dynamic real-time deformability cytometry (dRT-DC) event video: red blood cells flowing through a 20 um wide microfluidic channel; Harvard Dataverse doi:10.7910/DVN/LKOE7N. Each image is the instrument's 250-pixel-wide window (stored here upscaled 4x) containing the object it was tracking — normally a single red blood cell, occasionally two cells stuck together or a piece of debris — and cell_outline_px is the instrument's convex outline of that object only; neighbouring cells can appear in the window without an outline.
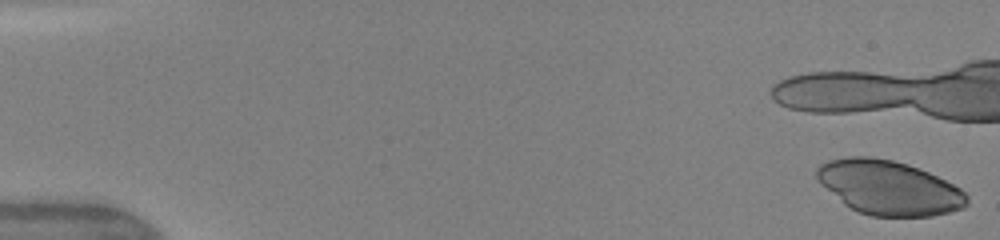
{"species": "human", "species_latin": "Homo sapiens", "temperature_condition": "warm", "stored_images_in_passage": 40, "camera_frame_rate_fps": 3000, "um_per_image_px": 0.085, "donor": {"sex": "female"}, "frame": {"image": 1, "passage_image": 1, "time_ms": 0.0, "image_size_px": [1000, 240], "cell_outline_px": [[968, 204], [964, 208], [932, 216], [872, 216], [860, 212], [844, 204], [820, 184], [816, 180], [816, 168], [820, 164], [828, 160], [848, 156], [868, 156], [892, 160], [908, 164], [928, 172], [960, 188], [968, 196]], "centroid_in_image_um": [75.53, 15.94], "position_along_channel_um": 9.5, "area_um2": 47.45}}